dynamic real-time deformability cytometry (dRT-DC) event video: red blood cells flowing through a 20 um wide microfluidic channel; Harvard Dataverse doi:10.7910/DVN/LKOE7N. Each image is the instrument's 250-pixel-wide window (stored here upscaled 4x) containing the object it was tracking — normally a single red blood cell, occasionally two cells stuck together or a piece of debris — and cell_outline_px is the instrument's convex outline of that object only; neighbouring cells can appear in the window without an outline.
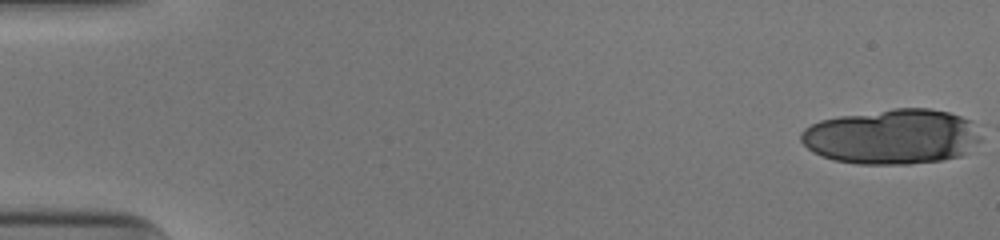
{"species": "human", "species_latin": "Homo sapiens", "temperature_condition": "cold", "stored_images_in_passage": 18, "camera_frame_rate_fps": 3000, "um_per_image_px": 0.085, "donor": {"sex": "male"}, "frame": {"image": 1, "passage_image": 1, "time_ms": 0.0, "image_size_px": [1000, 240], "cell_outline_px": [[984, 124], [980, 140], [960, 156], [944, 160], [908, 164], [856, 164], [832, 160], [812, 152], [800, 140], [800, 132], [804, 128], [820, 120], [840, 116], [896, 108], [928, 108], [948, 112]], "centroid_in_image_um": [75.88, 11.61], "position_along_channel_um": 9.1, "area_um2": 58.49}}